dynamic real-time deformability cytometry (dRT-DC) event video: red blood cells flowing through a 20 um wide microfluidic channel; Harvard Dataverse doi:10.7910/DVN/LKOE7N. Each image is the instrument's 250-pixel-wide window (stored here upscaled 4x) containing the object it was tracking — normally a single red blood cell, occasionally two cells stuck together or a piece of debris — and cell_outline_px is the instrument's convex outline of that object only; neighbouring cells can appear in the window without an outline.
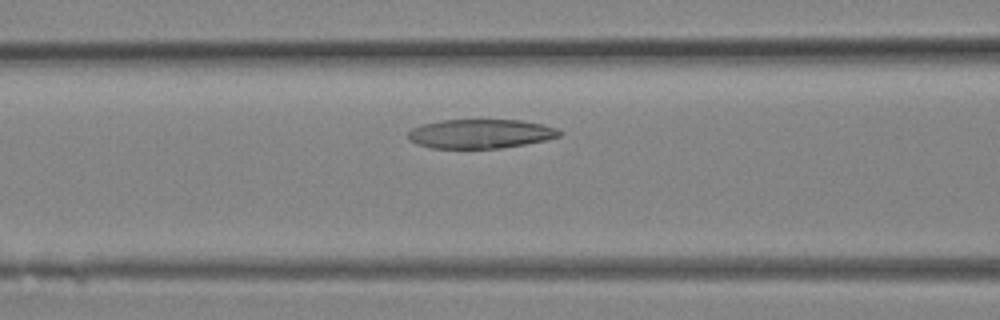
{"species": "Egyptian fruit bat (a non-hibernating species)", "species_latin": "Rousettus aegyptiacus", "temperature_condition": "room temperature", "stored_images_in_passage": 17, "camera_frame_rate_fps": 3000, "um_per_image_px": 0.085, "animal": {"sex": "female"}, "frame": {"image": 1, "passage_image": 3, "time_ms": 0.667, "image_size_px": [1000, 320], "cell_outline_px": [[560, 136], [544, 140], [524, 144], [500, 148], [432, 148], [416, 144], [408, 140], [408, 132], [412, 128], [420, 124], [440, 120], [520, 120], [540, 124], [556, 128], [560, 132]], "centroid_in_image_um": [40.76, 11.37], "position_along_channel_um": 125.8, "area_um2": 25.61}}
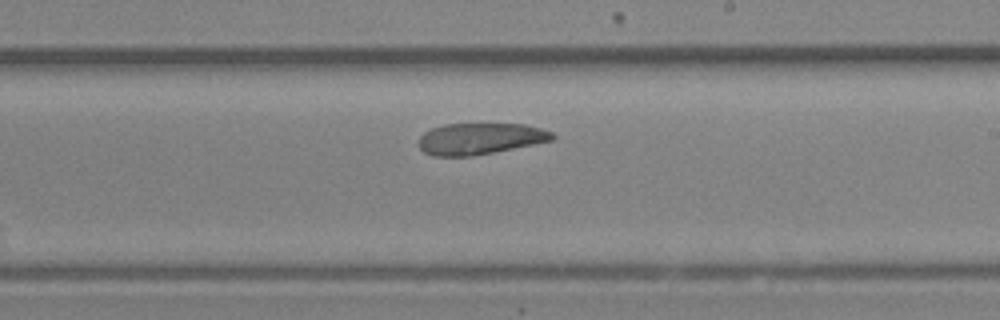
{"frame": {"image": 2, "passage_image": 8, "time_ms": 2.333, "image_size_px": [1000, 320], "cell_outline_px": [[556, 136], [552, 140], [492, 152], [468, 156], [432, 156], [424, 152], [416, 144], [420, 136], [424, 132], [432, 128], [444, 124], [524, 124], [540, 128], [552, 132]], "centroid_in_image_um": [40.74, 11.78], "position_along_channel_um": 248.3, "area_um2": 24.28}}
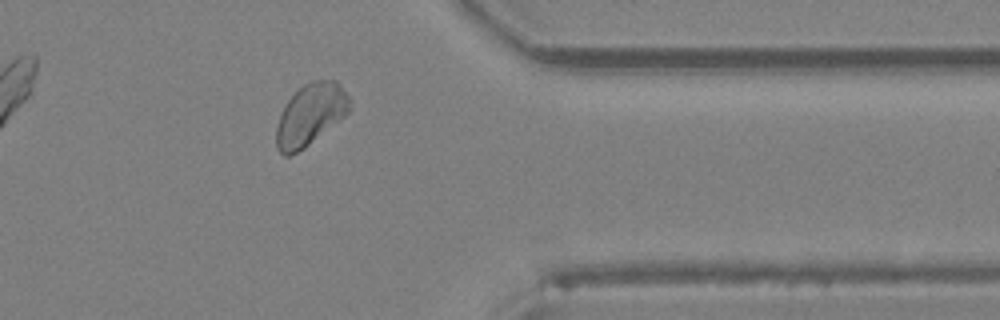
{"frame": {"image": 3, "passage_image": 14, "time_ms": 4.333, "image_size_px": [1000, 320], "cell_outline_px": [[348, 112], [344, 116], [304, 148], [288, 156], [284, 156], [276, 148], [276, 128], [280, 112], [288, 100], [304, 84], [312, 80], [336, 80], [340, 84], [348, 96]], "centroid_in_image_um": [26.34, 9.74], "position_along_channel_um": 385.1, "area_um2": 25.89}}